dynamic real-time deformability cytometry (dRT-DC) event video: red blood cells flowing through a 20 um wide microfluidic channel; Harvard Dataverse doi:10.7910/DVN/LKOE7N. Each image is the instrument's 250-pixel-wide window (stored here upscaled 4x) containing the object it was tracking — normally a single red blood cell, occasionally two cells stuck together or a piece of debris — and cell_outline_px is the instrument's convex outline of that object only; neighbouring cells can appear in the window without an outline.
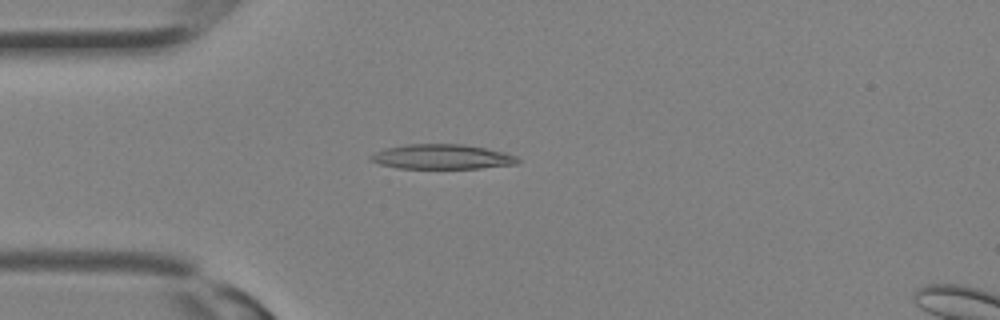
{"species": "Egyptian fruit bat (a non-hibernating species)", "species_latin": "Rousettus aegyptiacus", "temperature_condition": "room temperature", "stored_images_in_passage": 7, "camera_frame_rate_fps": 3000, "um_per_image_px": 0.085, "animal": {"sex": "female"}, "frame": {"image": 1, "passage_image": 4, "time_ms": 1.0, "image_size_px": [1000, 320], "cell_outline_px": [[520, 160], [516, 164], [480, 168], [396, 168], [380, 164], [368, 160], [368, 156], [384, 148], [408, 144], [464, 144], [504, 152], [516, 156]], "centroid_in_image_um": [37.53, 13.32], "position_along_channel_um": 47.5, "area_um2": 21.21}}
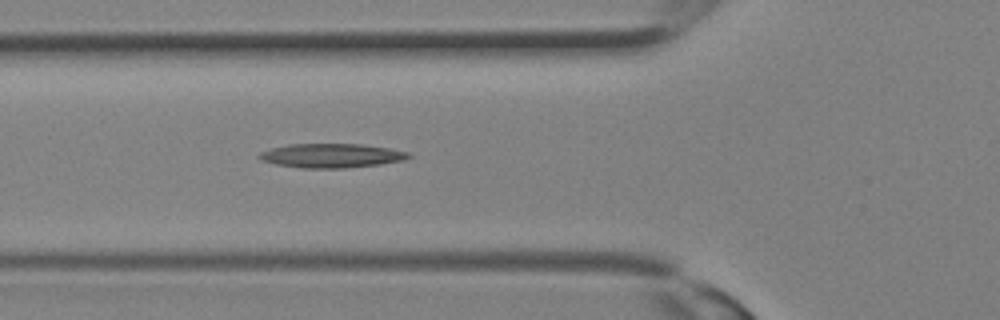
{"frame": {"image": 2, "passage_image": 7, "time_ms": 2.0, "image_size_px": [1000, 320], "cell_outline_px": [[412, 156], [404, 160], [380, 164], [344, 168], [300, 168], [276, 164], [264, 160], [256, 156], [260, 152], [272, 148], [288, 144], [360, 144], [388, 148], [408, 152]], "centroid_in_image_um": [28.17, 13.23], "position_along_channel_um": 97.6, "area_um2": 20.87}}